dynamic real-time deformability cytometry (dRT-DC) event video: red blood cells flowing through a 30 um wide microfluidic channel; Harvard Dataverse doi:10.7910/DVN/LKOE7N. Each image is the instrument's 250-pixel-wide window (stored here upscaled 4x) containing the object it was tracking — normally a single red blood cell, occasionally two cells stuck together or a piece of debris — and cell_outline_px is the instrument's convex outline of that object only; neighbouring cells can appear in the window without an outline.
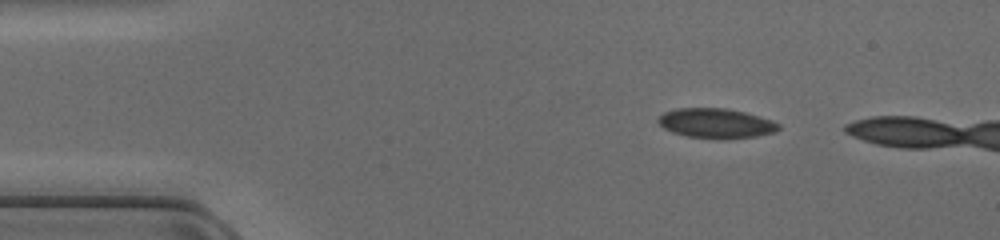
{"species": "common noctule bat (a hibernating species)", "species_latin": "Nyctalus noctula", "temperature_condition": "cold", "stored_images_in_passage": 11, "camera_frame_rate_fps": 3000, "um_per_image_px": 0.085, "animal": {"sex": "female", "body_mass_g": 17.0, "forearm_length_mm": 48.0}, "frame": {"image": 1, "passage_image": 7, "time_ms": 2.0, "image_size_px": [1000, 240], "cell_outline_px": [[780, 128], [776, 132], [756, 136], [728, 140], [688, 136], [672, 132], [664, 128], [656, 120], [664, 112], [676, 108], [724, 108], [744, 112], [772, 120], [780, 124]], "centroid_in_image_um": [60.88, 10.49], "position_along_channel_um": 24.1, "area_um2": 20.98}}